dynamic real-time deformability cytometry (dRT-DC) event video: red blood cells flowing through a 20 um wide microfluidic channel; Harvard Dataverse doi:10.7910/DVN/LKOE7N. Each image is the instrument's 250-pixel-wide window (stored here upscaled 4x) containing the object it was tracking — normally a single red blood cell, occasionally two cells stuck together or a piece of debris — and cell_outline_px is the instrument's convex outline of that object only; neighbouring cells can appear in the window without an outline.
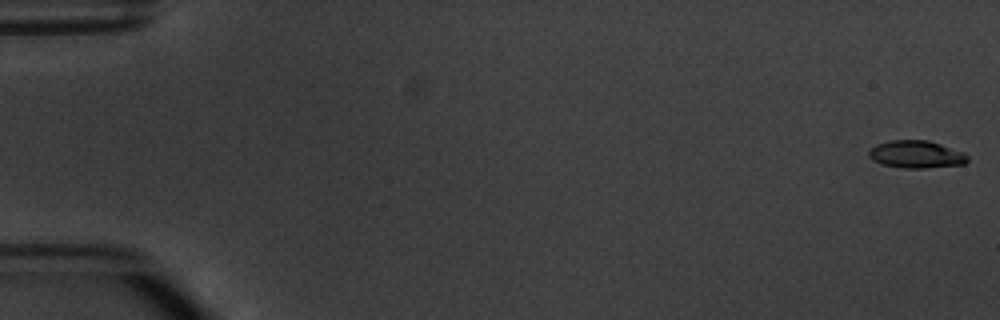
{"species": "common noctule bat (a hibernating species)", "species_latin": "Nyctalus noctula", "temperature_condition": "warm", "stored_images_in_passage": 6, "camera_frame_rate_fps": 3000, "um_per_image_px": 0.085, "animal": {"sex": "male", "body_mass_g": 20.1, "forearm_length_mm": 53.5}, "frame": {"image": 1, "passage_image": 1, "time_ms": 0.0, "image_size_px": [1000, 320], "cell_outline_px": [[968, 160], [964, 164], [924, 168], [904, 168], [884, 164], [872, 160], [868, 156], [868, 152], [876, 144], [892, 140], [928, 140], [964, 152], [968, 156]], "centroid_in_image_um": [77.89, 13.12], "position_along_channel_um": 7.1, "area_um2": 15.72}}
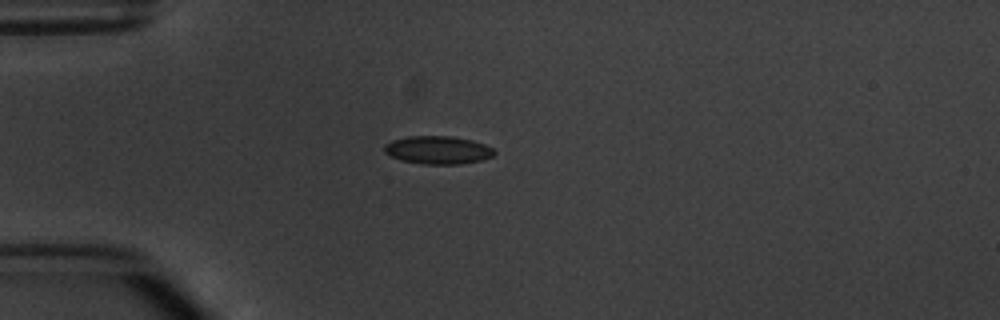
{"frame": {"image": 2, "passage_image": 6, "time_ms": 7.0, "image_size_px": [1000, 320], "cell_outline_px": [[496, 152], [492, 156], [480, 160], [460, 164], [424, 164], [400, 160], [384, 152], [384, 144], [392, 140], [408, 136], [452, 136], [472, 140], [484, 144], [492, 148]], "centroid_in_image_um": [37.2, 12.74], "position_along_channel_um": 47.8, "area_um2": 17.92}}